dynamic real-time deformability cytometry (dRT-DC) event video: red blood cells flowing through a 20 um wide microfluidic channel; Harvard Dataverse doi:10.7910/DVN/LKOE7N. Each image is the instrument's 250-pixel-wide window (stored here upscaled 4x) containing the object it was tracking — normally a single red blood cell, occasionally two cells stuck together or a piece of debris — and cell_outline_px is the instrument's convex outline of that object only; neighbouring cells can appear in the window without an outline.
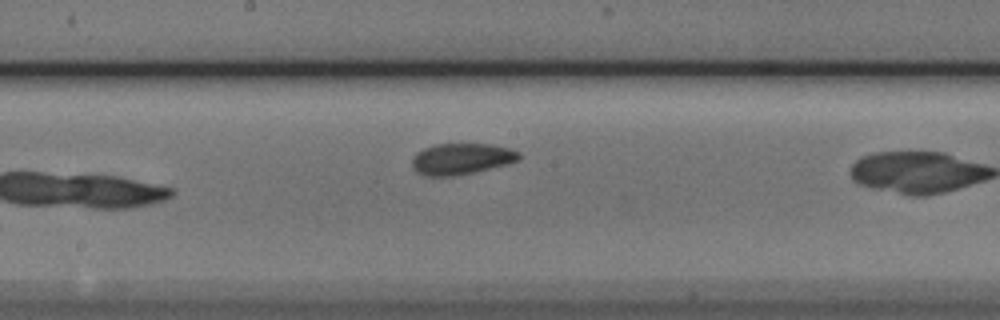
{"species": "Egyptian fruit bat (a non-hibernating species)", "species_latin": "Rousettus aegyptiacus", "temperature_condition": "cold", "stored_images_in_passage": 8, "camera_frame_rate_fps": 3000, "um_per_image_px": 0.085, "animal": {"sex": "male"}, "frame": {"image": 1, "passage_image": 7, "time_ms": 2.0, "image_size_px": [1000, 320], "cell_outline_px": [[520, 156], [516, 160], [504, 164], [472, 172], [452, 176], [428, 176], [416, 172], [412, 168], [412, 156], [416, 152], [424, 148], [436, 144], [488, 144], [508, 148], [520, 152]], "centroid_in_image_um": [39.13, 13.49], "position_along_channel_um": 209.1, "area_um2": 19.13}}